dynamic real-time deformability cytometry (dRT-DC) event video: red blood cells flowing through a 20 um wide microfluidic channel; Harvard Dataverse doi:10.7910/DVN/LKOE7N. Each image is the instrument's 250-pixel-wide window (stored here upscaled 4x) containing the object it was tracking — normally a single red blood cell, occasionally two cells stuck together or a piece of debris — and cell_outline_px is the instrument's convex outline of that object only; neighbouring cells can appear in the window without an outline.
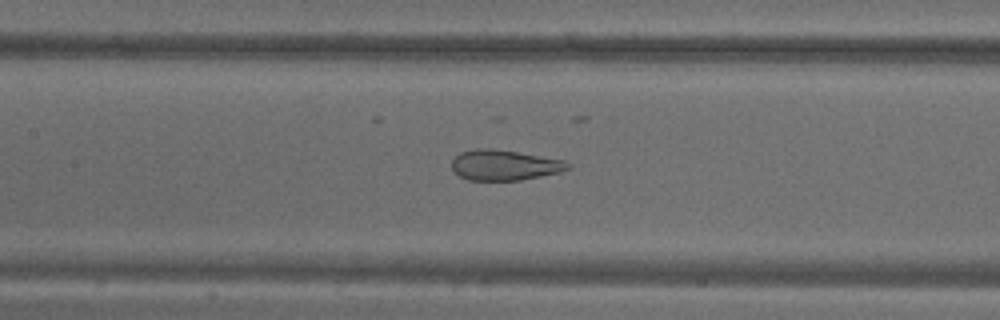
{"species": "common noctule bat (a hibernating species)", "species_latin": "Nyctalus noctula", "temperature_condition": "warm", "stored_images_in_passage": 45, "camera_frame_rate_fps": 3000, "um_per_image_px": 0.085, "animal": {"sex": "male", "body_mass_g": 18.8}, "frame": {"image": 1, "passage_image": 16, "time_ms": 5.0, "image_size_px": [1000, 320], "cell_outline_px": [[572, 164], [568, 168], [560, 172], [520, 180], [468, 180], [460, 176], [452, 168], [452, 160], [460, 152], [476, 148], [492, 148], [564, 160]], "centroid_in_image_um": [42.86, 14.03], "position_along_channel_um": 164.5, "area_um2": 20.4}}
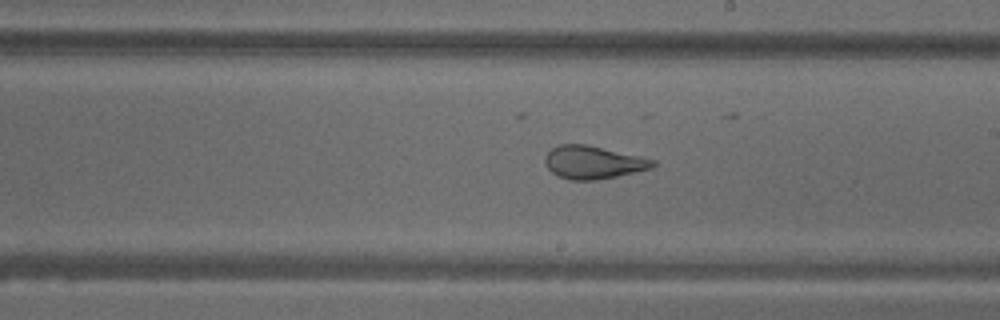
{"frame": {"image": 2, "passage_image": 22, "time_ms": 7.0, "image_size_px": [1000, 320], "cell_outline_px": [[656, 164], [652, 168], [616, 176], [596, 180], [572, 180], [560, 176], [552, 172], [548, 168], [544, 160], [544, 156], [552, 148], [560, 144], [588, 144], [640, 156], [656, 160]], "centroid_in_image_um": [50.42, 13.78], "position_along_channel_um": 238.6, "area_um2": 20.63}}
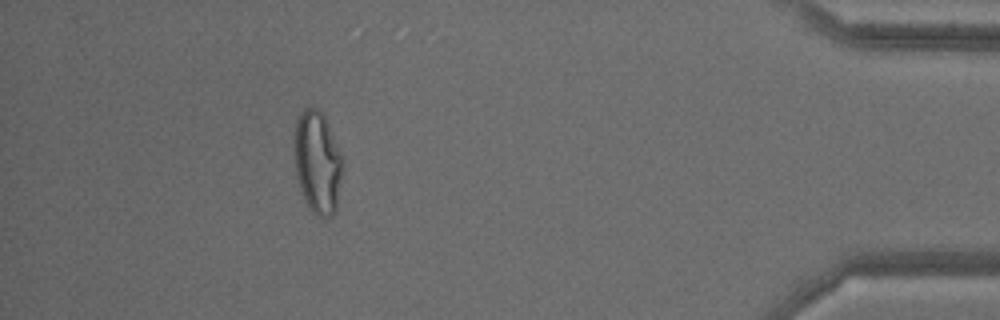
{"frame": {"image": 3, "passage_image": 40, "time_ms": 13.0, "image_size_px": [1000, 320], "cell_outline_px": [[344, 160], [336, 212], [332, 216], [324, 220], [312, 212], [308, 208], [304, 200], [296, 176], [296, 120], [300, 112], [304, 108], [316, 108], [324, 116], [344, 156]], "centroid_in_image_um": [27.04, 13.86], "position_along_channel_um": 408.2, "area_um2": 29.07}, "authors_computed_cell_mechanics": {"area_um2": 25.721, "velocity_mm_per_s": 3.7134, "shape_relaxation_time_tau1_ms": null, "shape_relaxation_time_tau2_ms": 1.0311, "deformation_change_tau1": null, "deformation_change_tau2": 0.0863}}